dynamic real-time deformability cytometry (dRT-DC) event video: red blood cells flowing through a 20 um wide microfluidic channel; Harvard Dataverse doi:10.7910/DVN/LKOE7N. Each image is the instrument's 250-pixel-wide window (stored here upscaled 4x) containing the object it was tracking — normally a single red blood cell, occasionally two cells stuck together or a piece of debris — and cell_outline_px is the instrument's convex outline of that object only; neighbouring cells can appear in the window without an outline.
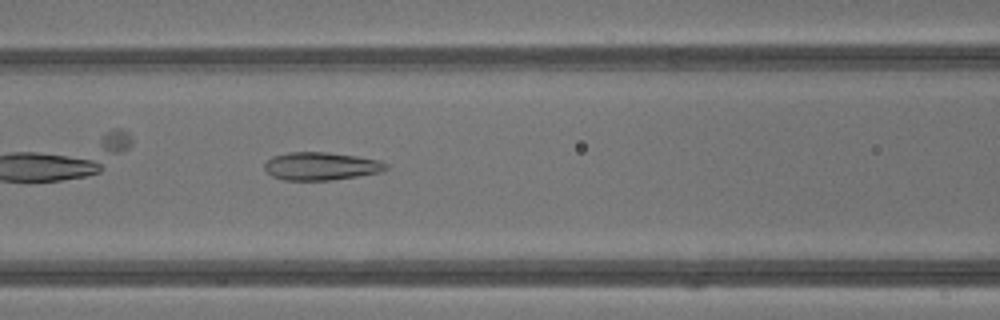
{"species": "common noctule bat (a hibernating species)", "species_latin": "Nyctalus noctula", "temperature_condition": "warm", "stored_images_in_passage": 11, "camera_frame_rate_fps": 3000, "um_per_image_px": 0.085, "animal": {"sex": "male", "body_mass_g": 13.3}, "frame": {"image": 1, "passage_image": 6, "time_ms": 1.667, "image_size_px": [1000, 320], "cell_outline_px": [[388, 168], [384, 172], [332, 180], [284, 180], [272, 176], [264, 168], [264, 164], [272, 156], [288, 152], [328, 152], [356, 156], [380, 160], [388, 164]], "centroid_in_image_um": [27.32, 14.12], "position_along_channel_um": 139.3, "area_um2": 19.94}}